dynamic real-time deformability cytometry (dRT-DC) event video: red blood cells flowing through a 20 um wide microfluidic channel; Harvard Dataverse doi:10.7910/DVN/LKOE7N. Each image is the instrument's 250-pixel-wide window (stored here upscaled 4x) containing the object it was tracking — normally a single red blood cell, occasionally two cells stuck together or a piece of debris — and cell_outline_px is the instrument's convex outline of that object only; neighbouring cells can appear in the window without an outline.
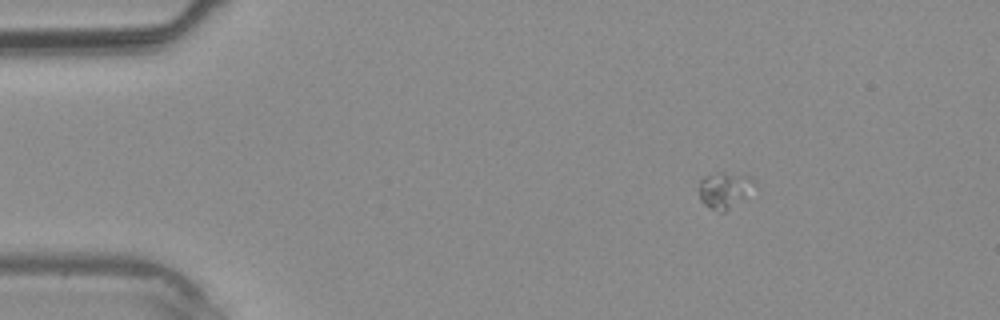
{"species": "common noctule bat (a hibernating species)", "species_latin": "Nyctalus noctula", "temperature_condition": "warm", "stored_images_in_passage": 38, "camera_frame_rate_fps": 3000, "um_per_image_px": 0.085, "animal": {"sex": "male", "body_mass_g": 20.4}, "frame": {"image": 1, "passage_image": 6, "time_ms": 1.667, "image_size_px": [1000, 320], "cell_outline_px": [[756, 184], [724, 212], [720, 212], [704, 204], [700, 200], [700, 180], [704, 176], [716, 172], [724, 172], [748, 176], [756, 180]], "centroid_in_image_um": [61.54, 16.1], "position_along_channel_um": 23.5, "area_um2": 11.16}}
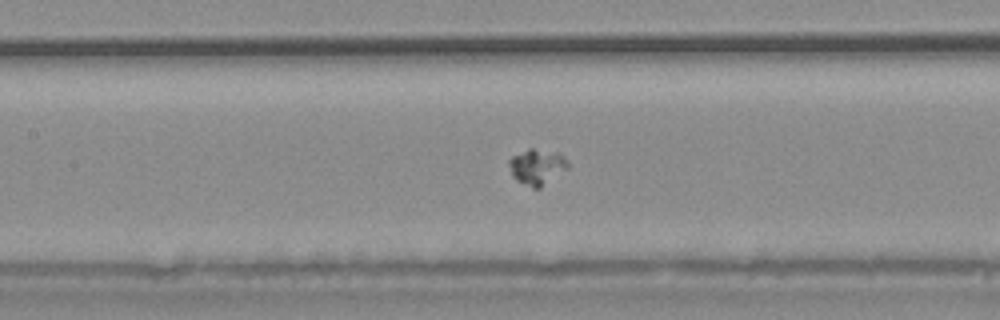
{"frame": {"image": 2, "passage_image": 18, "time_ms": 5.667, "image_size_px": [1000, 320], "cell_outline_px": [[568, 168], [540, 188], [532, 188], [516, 180], [512, 176], [508, 164], [508, 160], [512, 156], [528, 148], [532, 148], [560, 152], [568, 160]], "centroid_in_image_um": [45.65, 14.16], "position_along_channel_um": 161.8, "area_um2": 12.43}}
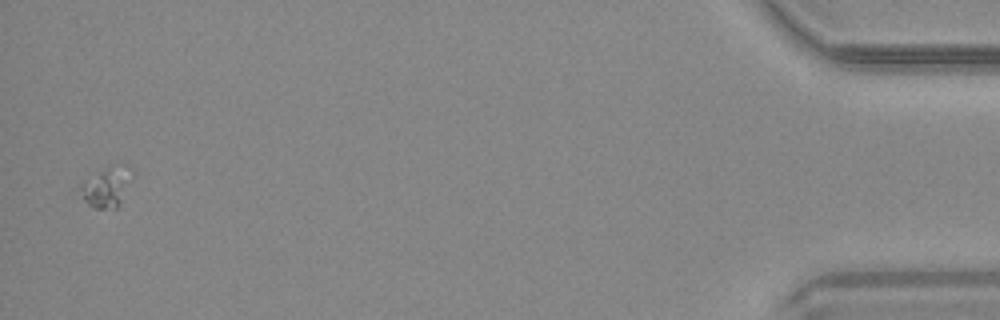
{"frame": {"image": 3, "passage_image": 38, "time_ms": 12.333, "image_size_px": [1000, 320], "cell_outline_px": [[136, 172], [120, 204], [116, 208], [96, 208], [88, 204], [84, 200], [80, 188], [96, 172], [112, 164], [116, 164], [132, 168]], "centroid_in_image_um": [9.17, 15.85], "position_along_channel_um": 426.0, "area_um2": 12.02}}